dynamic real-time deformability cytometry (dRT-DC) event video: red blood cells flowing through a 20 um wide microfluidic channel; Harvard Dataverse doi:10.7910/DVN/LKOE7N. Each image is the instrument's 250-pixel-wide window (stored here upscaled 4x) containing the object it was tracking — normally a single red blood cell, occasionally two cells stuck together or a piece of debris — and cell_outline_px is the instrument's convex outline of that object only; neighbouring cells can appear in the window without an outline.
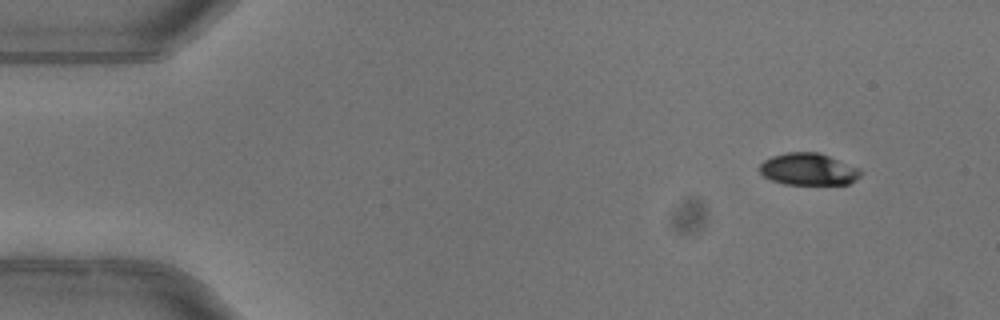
{"species": "common noctule bat (a hibernating species)", "species_latin": "Nyctalus noctula", "temperature_condition": "warm", "stored_images_in_passage": 3, "camera_frame_rate_fps": 3000, "um_per_image_px": 0.085, "animal": {"sex": "female"}, "frame": {"image": 1, "passage_image": 1, "time_ms": 0.0, "image_size_px": [1000, 320], "cell_outline_px": [[860, 176], [856, 180], [848, 184], [784, 184], [772, 180], [764, 176], [760, 172], [760, 164], [764, 160], [772, 156], [788, 152], [816, 152], [828, 156], [856, 168], [860, 172]], "centroid_in_image_um": [68.66, 14.39], "position_along_channel_um": 16.3, "area_um2": 18.44}}